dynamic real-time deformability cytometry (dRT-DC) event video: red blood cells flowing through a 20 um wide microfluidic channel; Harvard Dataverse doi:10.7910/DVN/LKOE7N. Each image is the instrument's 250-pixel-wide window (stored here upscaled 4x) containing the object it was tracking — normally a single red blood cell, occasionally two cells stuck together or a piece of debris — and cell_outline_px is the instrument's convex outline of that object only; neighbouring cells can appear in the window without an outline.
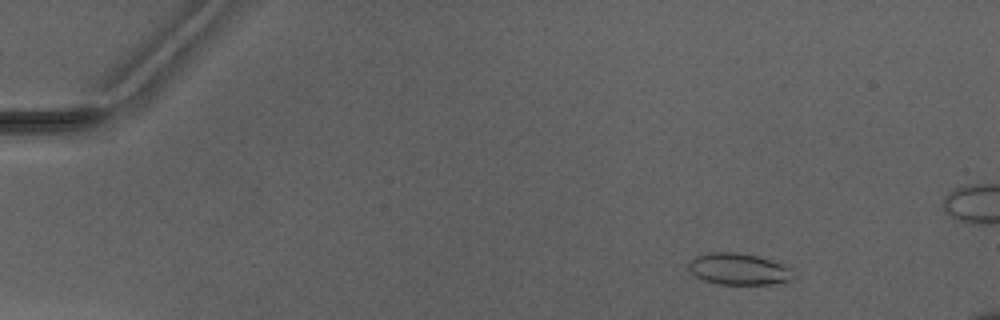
{"species": "Egyptian fruit bat (a non-hibernating species)", "species_latin": "Rousettus aegyptiacus", "temperature_condition": "warm", "stored_images_in_passage": 5, "camera_frame_rate_fps": 3000, "um_per_image_px": 0.085, "animal": {"sex": "male"}, "frame": {"image": 1, "passage_image": 2, "time_ms": 1.0, "image_size_px": [1000, 320], "cell_outline_px": [[792, 280], [788, 284], [716, 284], [704, 280], [696, 276], [688, 268], [688, 264], [696, 256], [708, 252], [736, 252], [756, 256], [784, 264], [792, 268]], "centroid_in_image_um": [62.84, 22.88], "position_along_channel_um": 22.2, "area_um2": 19.42}}
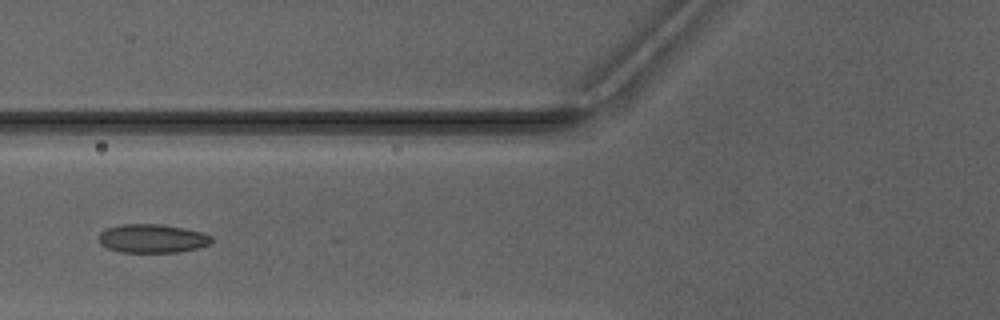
{"frame": {"image": 2, "passage_image": 5, "time_ms": 5.667, "image_size_px": [1000, 320], "cell_outline_px": [[212, 244], [180, 252], [120, 252], [108, 248], [100, 244], [100, 232], [104, 228], [124, 224], [160, 224], [184, 228], [204, 232], [212, 236]], "centroid_in_image_um": [12.97, 20.27], "position_along_channel_um": 112.8, "area_um2": 18.96}}